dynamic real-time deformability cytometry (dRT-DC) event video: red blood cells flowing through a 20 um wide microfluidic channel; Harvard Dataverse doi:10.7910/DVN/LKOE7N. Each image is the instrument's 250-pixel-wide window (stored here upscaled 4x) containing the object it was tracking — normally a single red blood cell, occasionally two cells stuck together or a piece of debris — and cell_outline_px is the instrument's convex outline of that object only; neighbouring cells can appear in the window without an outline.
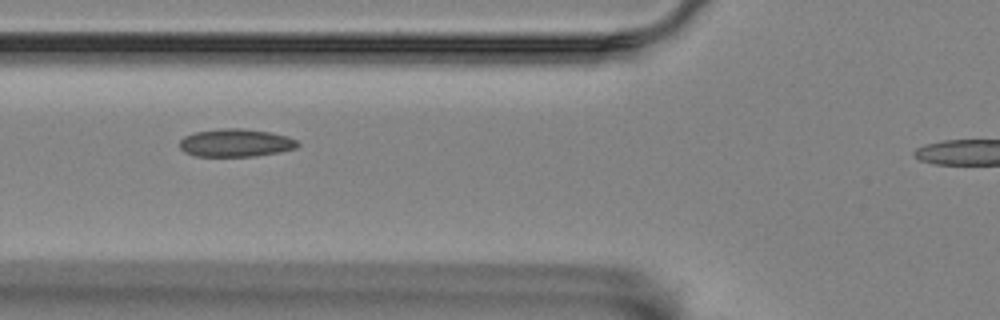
{"species": "Egyptian fruit bat (a non-hibernating species)", "species_latin": "Rousettus aegyptiacus", "temperature_condition": "room temperature", "stored_images_in_passage": 9, "camera_frame_rate_fps": 3000, "um_per_image_px": 0.085, "animal": {"sex": "female"}, "frame": {"image": 1, "passage_image": 3, "time_ms": 0.667, "image_size_px": [1000, 320], "cell_outline_px": [[300, 144], [296, 148], [280, 152], [256, 156], [196, 156], [184, 152], [180, 148], [180, 140], [184, 136], [196, 132], [220, 128], [240, 128], [272, 132], [288, 136], [296, 140]], "centroid_in_image_um": [20.05, 12.14], "position_along_channel_um": 105.7, "area_um2": 19.31}}
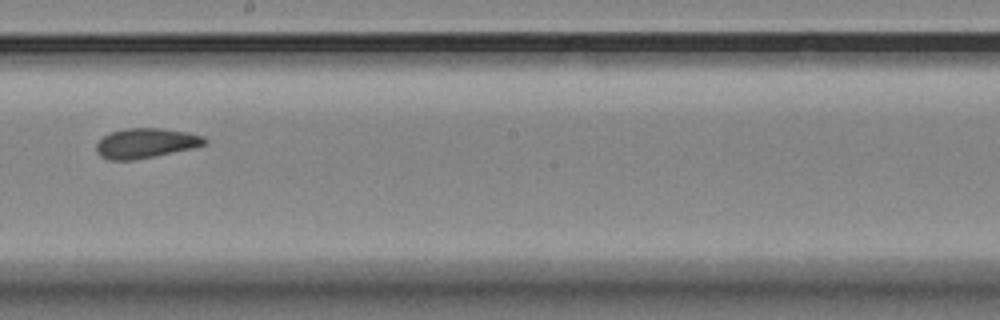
{"frame": {"image": 2, "passage_image": 6, "time_ms": 1.667, "image_size_px": [1000, 320], "cell_outline_px": [[208, 144], [192, 148], [132, 160], [108, 160], [100, 156], [96, 152], [96, 144], [104, 136], [112, 132], [124, 128], [160, 128], [188, 132], [204, 136], [208, 140]], "centroid_in_image_um": [12.4, 12.16], "position_along_channel_um": 235.8, "area_um2": 18.79}}
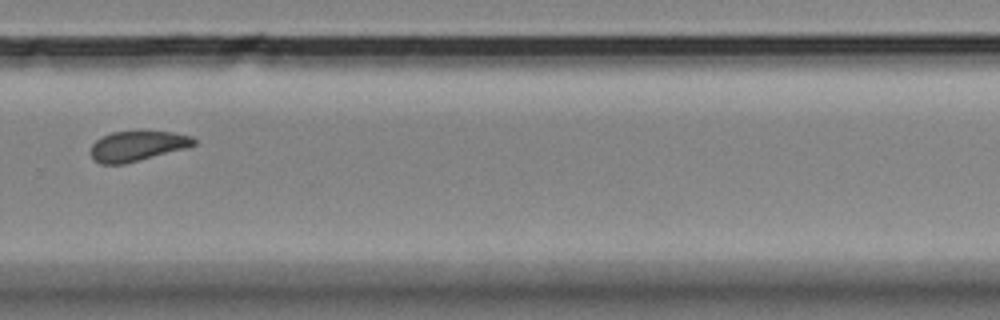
{"frame": {"image": 3, "passage_image": 8, "time_ms": 2.333, "image_size_px": [1000, 320], "cell_outline_px": [[196, 144], [184, 148], [140, 160], [124, 164], [100, 164], [92, 160], [88, 152], [92, 144], [100, 136], [112, 132], [140, 128], [172, 132], [192, 136], [196, 140]], "centroid_in_image_um": [11.61, 12.36], "position_along_channel_um": 318.2, "area_um2": 18.96}}